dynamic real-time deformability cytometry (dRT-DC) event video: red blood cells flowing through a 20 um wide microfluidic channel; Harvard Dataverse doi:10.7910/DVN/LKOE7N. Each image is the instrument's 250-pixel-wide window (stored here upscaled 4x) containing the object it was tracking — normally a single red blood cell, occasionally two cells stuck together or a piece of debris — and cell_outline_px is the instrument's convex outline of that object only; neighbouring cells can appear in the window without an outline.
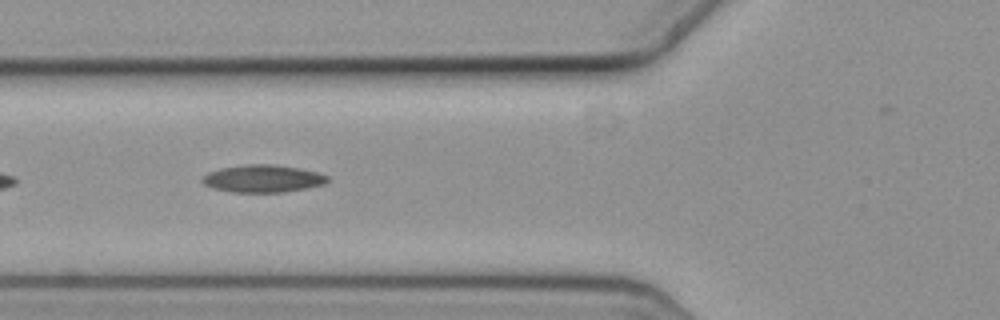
{"species": "common noctule bat (a hibernating species)", "species_latin": "Nyctalus noctula", "temperature_condition": "cold", "stored_images_in_passage": 10, "camera_frame_rate_fps": 3000, "um_per_image_px": 0.085, "animal": {"sex": "female", "body_mass_g": 19.3, "forearm_length_mm": 54.1}, "frame": {"image": 1, "passage_image": 6, "time_ms": 1.667, "image_size_px": [1000, 320], "cell_outline_px": [[328, 180], [324, 184], [284, 192], [232, 192], [212, 188], [204, 184], [200, 180], [208, 172], [220, 168], [244, 164], [272, 164], [300, 168], [320, 172], [328, 176]], "centroid_in_image_um": [22.33, 15.17], "position_along_channel_um": 103.5, "area_um2": 20.11}}